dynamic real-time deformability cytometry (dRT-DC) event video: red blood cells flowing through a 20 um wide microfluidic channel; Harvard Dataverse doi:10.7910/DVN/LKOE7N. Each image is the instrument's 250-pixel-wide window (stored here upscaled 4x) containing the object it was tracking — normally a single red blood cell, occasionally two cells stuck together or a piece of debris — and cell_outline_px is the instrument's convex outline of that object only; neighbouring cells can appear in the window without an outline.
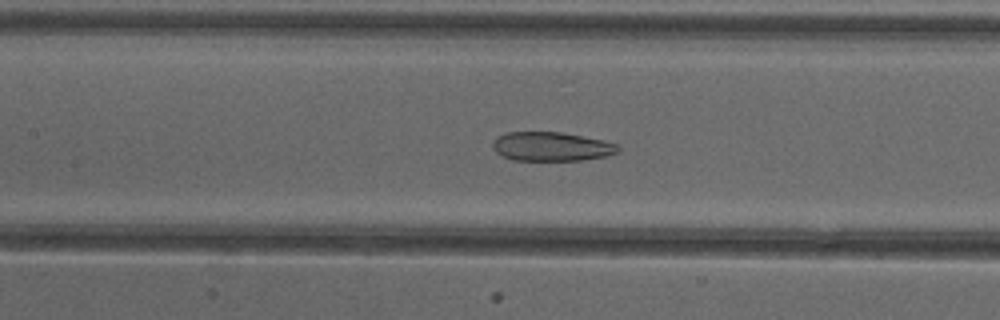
{"species": "common noctule bat (a hibernating species)", "species_latin": "Nyctalus noctula", "temperature_condition": "cold", "stored_images_in_passage": 52, "camera_frame_rate_fps": 3000, "um_per_image_px": 0.085, "animal": {"sex": "female"}, "frame": {"image": 1, "passage_image": 24, "time_ms": 7.667, "image_size_px": [1000, 320], "cell_outline_px": [[620, 148], [616, 152], [604, 156], [580, 160], [512, 160], [496, 152], [492, 148], [492, 144], [496, 136], [508, 132], [560, 132], [604, 140], [620, 144]], "centroid_in_image_um": [46.86, 12.44], "position_along_channel_um": 160.5, "area_um2": 21.15}}
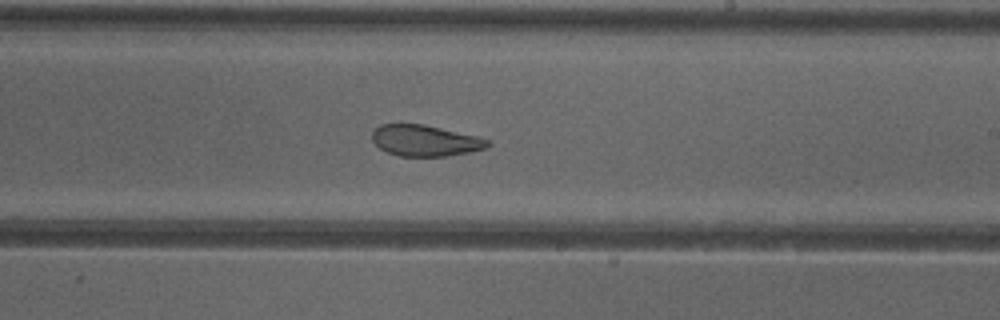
{"frame": {"image": 2, "passage_image": 31, "time_ms": 10.0, "image_size_px": [1000, 320], "cell_outline_px": [[492, 144], [488, 148], [448, 156], [400, 156], [388, 152], [380, 148], [372, 140], [372, 132], [380, 124], [424, 124], [476, 136], [488, 140]], "centroid_in_image_um": [36.14, 11.95], "position_along_channel_um": 252.9, "area_um2": 20.87}}
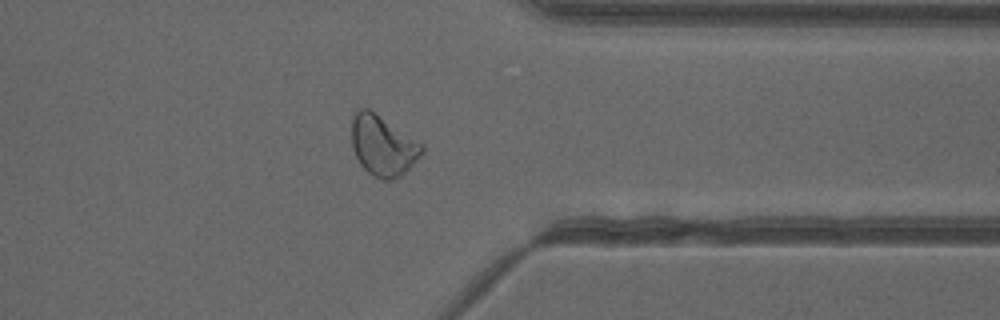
{"frame": {"image": 3, "passage_image": 41, "time_ms": 13.333, "image_size_px": [1000, 320], "cell_outline_px": [[424, 152], [400, 176], [392, 180], [384, 180], [372, 176], [360, 164], [352, 148], [352, 116], [360, 108], [368, 108], [424, 144]], "centroid_in_image_um": [32.54, 12.38], "position_along_channel_um": 378.9, "area_um2": 24.62}, "authors_computed_cell_mechanics": {"area_um2": 26.4146, "velocity_mm_per_s": 3.9736, "shape_relaxation_time_tau1_ms": null, "shape_relaxation_time_tau2_ms": 2.1705, "deformation_change_tau1": null, "deformation_change_tau2": 0.0925}}